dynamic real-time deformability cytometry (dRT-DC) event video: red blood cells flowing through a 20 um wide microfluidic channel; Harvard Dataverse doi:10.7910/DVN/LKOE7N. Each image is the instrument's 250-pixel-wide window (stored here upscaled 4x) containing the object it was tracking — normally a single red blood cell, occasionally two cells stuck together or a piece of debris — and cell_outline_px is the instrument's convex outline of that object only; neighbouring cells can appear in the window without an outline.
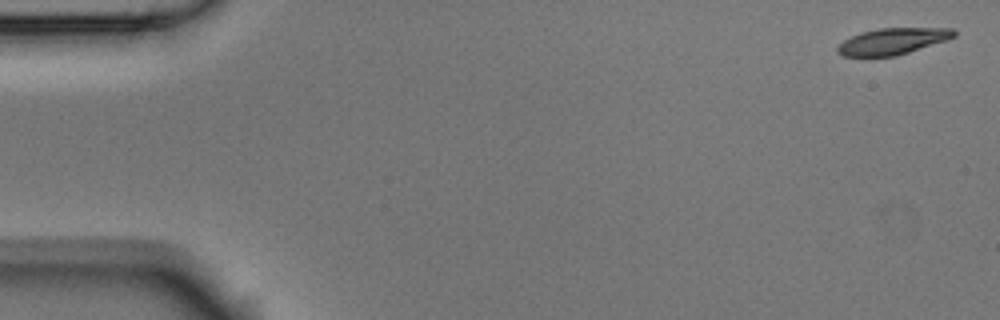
{"species": "Egyptian fruit bat (a non-hibernating species)", "species_latin": "Rousettus aegyptiacus", "temperature_condition": "room temperature", "stored_images_in_passage": 4, "camera_frame_rate_fps": 3000, "um_per_image_px": 0.085, "animal": {"sex": "male"}, "frame": {"image": 1, "passage_image": 1, "time_ms": 0.0, "image_size_px": [1000, 320], "cell_outline_px": [[956, 36], [896, 56], [844, 56], [836, 52], [836, 48], [844, 40], [860, 32], [880, 28], [952, 28], [956, 32]], "centroid_in_image_um": [75.83, 3.5], "position_along_channel_um": 9.2, "area_um2": 17.63}}
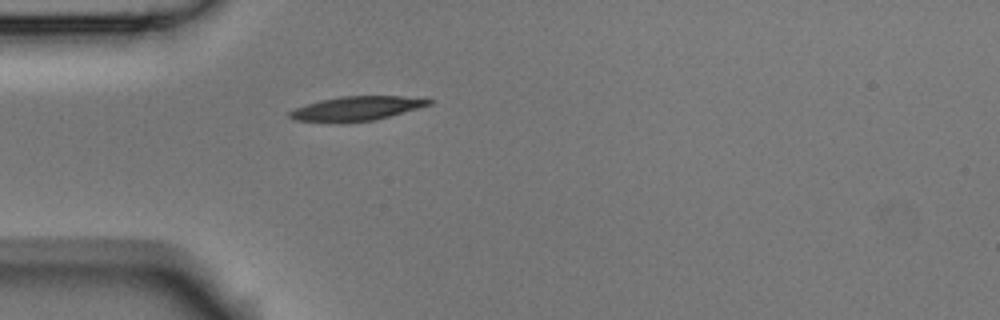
{"frame": {"image": 2, "passage_image": 4, "time_ms": 1.0, "image_size_px": [1000, 320], "cell_outline_px": [[432, 104], [388, 116], [372, 120], [296, 120], [288, 116], [288, 112], [296, 108], [320, 100], [340, 96], [400, 96], [432, 100]], "centroid_in_image_um": [30.33, 9.17], "position_along_channel_um": 54.7, "area_um2": 18.5}}